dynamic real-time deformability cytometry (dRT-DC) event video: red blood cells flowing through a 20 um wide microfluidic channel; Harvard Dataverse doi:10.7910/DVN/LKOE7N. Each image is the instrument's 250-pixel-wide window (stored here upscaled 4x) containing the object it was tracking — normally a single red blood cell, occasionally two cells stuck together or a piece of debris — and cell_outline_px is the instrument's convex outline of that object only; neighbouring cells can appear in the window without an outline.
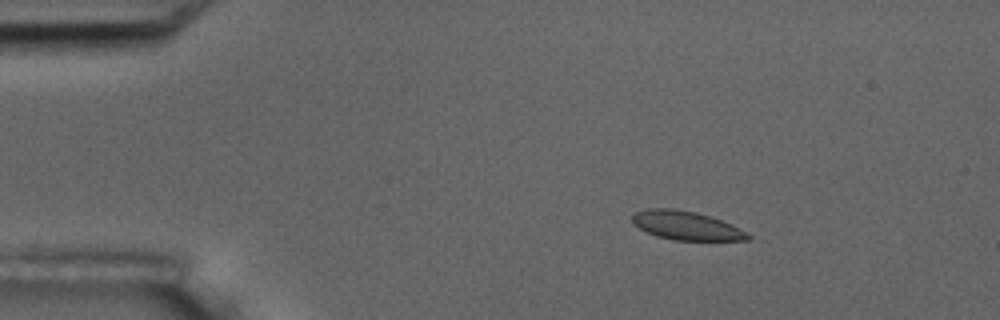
{"species": "common noctule bat (a hibernating species)", "species_latin": "Nyctalus noctula", "temperature_condition": "room temperature", "stored_images_in_passage": 3, "camera_frame_rate_fps": 3000, "um_per_image_px": 0.085, "animal": {"sex": "male", "body_mass_g": 17.5, "forearm_length_mm": 52.3}, "frame": {"image": 1, "passage_image": 2, "time_ms": 1.0, "image_size_px": [1000, 320], "cell_outline_px": [[752, 236], [748, 240], [676, 240], [656, 236], [632, 224], [632, 216], [636, 212], [644, 208], [672, 208], [696, 212], [732, 224]], "centroid_in_image_um": [58.3, 19.16], "position_along_channel_um": 26.7, "area_um2": 19.25}}